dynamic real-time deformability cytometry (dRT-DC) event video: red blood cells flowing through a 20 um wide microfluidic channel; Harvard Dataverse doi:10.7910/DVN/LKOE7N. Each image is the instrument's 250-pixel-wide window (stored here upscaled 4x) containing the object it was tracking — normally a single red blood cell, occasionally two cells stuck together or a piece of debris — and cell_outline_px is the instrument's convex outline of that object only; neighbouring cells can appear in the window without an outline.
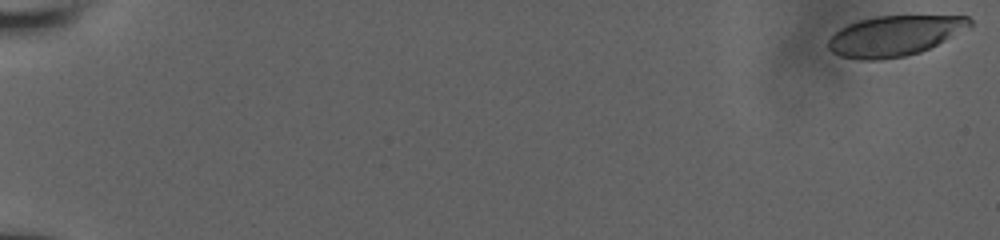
{"species": "human", "species_latin": "Homo sapiens", "temperature_condition": "room temperature", "stored_images_in_passage": 19, "camera_frame_rate_fps": 3000, "um_per_image_px": 0.085, "donor": {"sex": "male"}, "frame": {"image": 1, "passage_image": 1, "time_ms": 0.0, "image_size_px": [1000, 240], "cell_outline_px": [[972, 24], [944, 40], [920, 52], [904, 56], [880, 60], [860, 60], [840, 56], [832, 52], [828, 48], [828, 40], [840, 28], [848, 24], [860, 20], [876, 16], [968, 16], [972, 20]], "centroid_in_image_um": [75.97, 3.05], "position_along_channel_um": 9.0, "area_um2": 32.77}}